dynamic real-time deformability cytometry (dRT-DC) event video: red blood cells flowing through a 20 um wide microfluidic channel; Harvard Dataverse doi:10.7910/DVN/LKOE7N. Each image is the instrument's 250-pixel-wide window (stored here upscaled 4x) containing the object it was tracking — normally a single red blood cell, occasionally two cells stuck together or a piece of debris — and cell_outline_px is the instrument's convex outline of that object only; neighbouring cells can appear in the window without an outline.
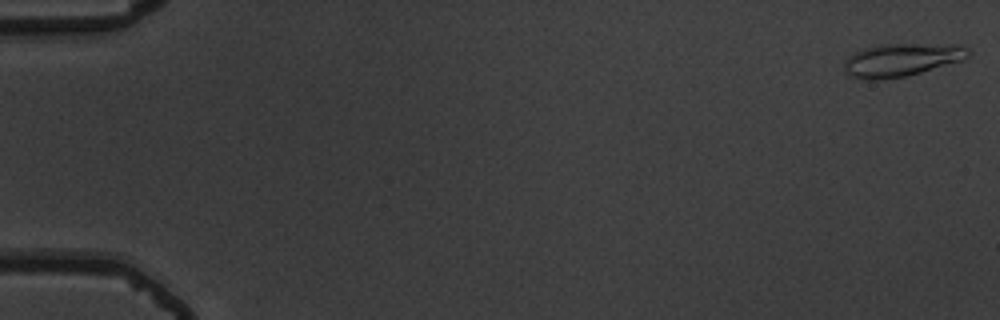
{"species": "common noctule bat (a hibernating species)", "species_latin": "Nyctalus noctula", "temperature_condition": "warm", "stored_images_in_passage": 5, "camera_frame_rate_fps": 3000, "um_per_image_px": 0.085, "animal": {"sex": "male", "body_mass_g": 19.5, "forearm_length_mm": 54.6}, "frame": {"image": 1, "passage_image": 1, "time_ms": 0.0, "image_size_px": [1000, 320], "cell_outline_px": [[972, 52], [968, 56], [960, 60], [920, 72], [904, 76], [884, 80], [864, 80], [848, 76], [844, 72], [844, 60], [852, 52], [864, 48], [884, 44], [964, 44]], "centroid_in_image_um": [76.58, 5.08], "position_along_channel_um": 8.4, "area_um2": 24.1}}